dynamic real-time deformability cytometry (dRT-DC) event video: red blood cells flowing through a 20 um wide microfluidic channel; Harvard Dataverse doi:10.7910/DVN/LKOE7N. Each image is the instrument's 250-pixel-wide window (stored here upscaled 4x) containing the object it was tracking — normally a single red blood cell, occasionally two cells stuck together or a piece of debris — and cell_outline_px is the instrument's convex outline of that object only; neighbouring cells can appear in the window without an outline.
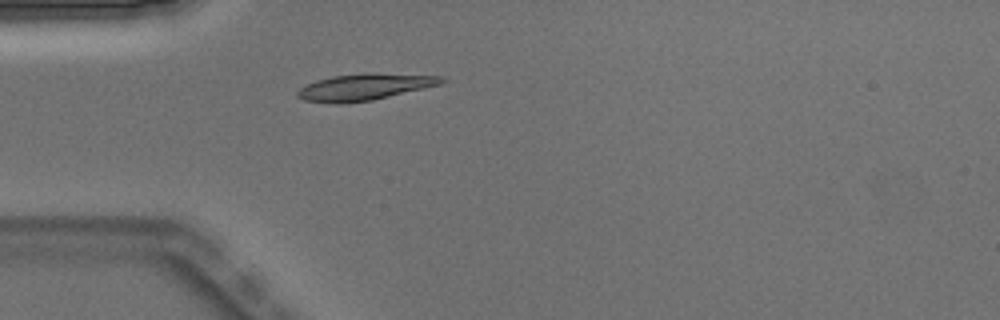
{"species": "Egyptian fruit bat (a non-hibernating species)", "species_latin": "Rousettus aegyptiacus", "temperature_condition": "warm", "stored_images_in_passage": 1, "camera_frame_rate_fps": 3000, "um_per_image_px": 0.085, "animal": {"sex": "male"}, "frame": {"image": 1, "passage_image": 1, "time_ms": 0.0, "image_size_px": [1000, 320], "cell_outline_px": [[448, 80], [440, 84], [372, 100], [344, 104], [336, 104], [304, 100], [296, 96], [296, 92], [300, 88], [316, 80], [332, 76], [444, 76]], "centroid_in_image_um": [30.87, 7.47], "position_along_channel_um": 54.1, "area_um2": 20.75}}